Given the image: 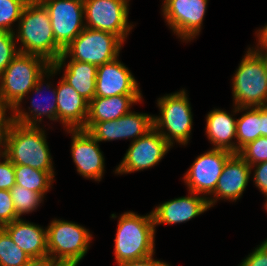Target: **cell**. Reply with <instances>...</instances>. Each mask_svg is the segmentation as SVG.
Listing matches in <instances>:
<instances>
[{"instance_id": "cell-15", "label": "cell", "mask_w": 267, "mask_h": 266, "mask_svg": "<svg viewBox=\"0 0 267 266\" xmlns=\"http://www.w3.org/2000/svg\"><path fill=\"white\" fill-rule=\"evenodd\" d=\"M72 135L71 155L77 172L85 178L100 181L104 172V157L99 142L84 129H66Z\"/></svg>"}, {"instance_id": "cell-31", "label": "cell", "mask_w": 267, "mask_h": 266, "mask_svg": "<svg viewBox=\"0 0 267 266\" xmlns=\"http://www.w3.org/2000/svg\"><path fill=\"white\" fill-rule=\"evenodd\" d=\"M15 40L14 33L0 31V75L19 53Z\"/></svg>"}, {"instance_id": "cell-19", "label": "cell", "mask_w": 267, "mask_h": 266, "mask_svg": "<svg viewBox=\"0 0 267 266\" xmlns=\"http://www.w3.org/2000/svg\"><path fill=\"white\" fill-rule=\"evenodd\" d=\"M57 121L67 129H84L88 116L89 102L63 79L56 88Z\"/></svg>"}, {"instance_id": "cell-9", "label": "cell", "mask_w": 267, "mask_h": 266, "mask_svg": "<svg viewBox=\"0 0 267 266\" xmlns=\"http://www.w3.org/2000/svg\"><path fill=\"white\" fill-rule=\"evenodd\" d=\"M129 0H83L85 27L107 31L123 42L133 25L128 23Z\"/></svg>"}, {"instance_id": "cell-10", "label": "cell", "mask_w": 267, "mask_h": 266, "mask_svg": "<svg viewBox=\"0 0 267 266\" xmlns=\"http://www.w3.org/2000/svg\"><path fill=\"white\" fill-rule=\"evenodd\" d=\"M56 44L64 51L85 28L83 0H46Z\"/></svg>"}, {"instance_id": "cell-43", "label": "cell", "mask_w": 267, "mask_h": 266, "mask_svg": "<svg viewBox=\"0 0 267 266\" xmlns=\"http://www.w3.org/2000/svg\"><path fill=\"white\" fill-rule=\"evenodd\" d=\"M3 147V150H5V144L4 141H0V157H5V151H3L1 148Z\"/></svg>"}, {"instance_id": "cell-23", "label": "cell", "mask_w": 267, "mask_h": 266, "mask_svg": "<svg viewBox=\"0 0 267 266\" xmlns=\"http://www.w3.org/2000/svg\"><path fill=\"white\" fill-rule=\"evenodd\" d=\"M224 110L214 109L206 117V135L213 144V148L224 149L237 153V143L232 139L236 137V120Z\"/></svg>"}, {"instance_id": "cell-25", "label": "cell", "mask_w": 267, "mask_h": 266, "mask_svg": "<svg viewBox=\"0 0 267 266\" xmlns=\"http://www.w3.org/2000/svg\"><path fill=\"white\" fill-rule=\"evenodd\" d=\"M234 113L246 111L236 120L237 153L248 143L261 137L260 107H234Z\"/></svg>"}, {"instance_id": "cell-27", "label": "cell", "mask_w": 267, "mask_h": 266, "mask_svg": "<svg viewBox=\"0 0 267 266\" xmlns=\"http://www.w3.org/2000/svg\"><path fill=\"white\" fill-rule=\"evenodd\" d=\"M30 257L0 228V266H22Z\"/></svg>"}, {"instance_id": "cell-20", "label": "cell", "mask_w": 267, "mask_h": 266, "mask_svg": "<svg viewBox=\"0 0 267 266\" xmlns=\"http://www.w3.org/2000/svg\"><path fill=\"white\" fill-rule=\"evenodd\" d=\"M2 228L30 258H48L47 229L20 218Z\"/></svg>"}, {"instance_id": "cell-11", "label": "cell", "mask_w": 267, "mask_h": 266, "mask_svg": "<svg viewBox=\"0 0 267 266\" xmlns=\"http://www.w3.org/2000/svg\"><path fill=\"white\" fill-rule=\"evenodd\" d=\"M208 0H164L163 16L180 39L192 40L199 35Z\"/></svg>"}, {"instance_id": "cell-41", "label": "cell", "mask_w": 267, "mask_h": 266, "mask_svg": "<svg viewBox=\"0 0 267 266\" xmlns=\"http://www.w3.org/2000/svg\"><path fill=\"white\" fill-rule=\"evenodd\" d=\"M256 47L257 48L256 49L253 48V50L260 56V58L264 62V65H265V68H266V72H267V47H265V46H256Z\"/></svg>"}, {"instance_id": "cell-42", "label": "cell", "mask_w": 267, "mask_h": 266, "mask_svg": "<svg viewBox=\"0 0 267 266\" xmlns=\"http://www.w3.org/2000/svg\"><path fill=\"white\" fill-rule=\"evenodd\" d=\"M26 4H42L46 0H23Z\"/></svg>"}, {"instance_id": "cell-2", "label": "cell", "mask_w": 267, "mask_h": 266, "mask_svg": "<svg viewBox=\"0 0 267 266\" xmlns=\"http://www.w3.org/2000/svg\"><path fill=\"white\" fill-rule=\"evenodd\" d=\"M15 39L20 40V53L37 55L49 63L56 62L63 50L56 44L48 10L43 4H27L18 21Z\"/></svg>"}, {"instance_id": "cell-34", "label": "cell", "mask_w": 267, "mask_h": 266, "mask_svg": "<svg viewBox=\"0 0 267 266\" xmlns=\"http://www.w3.org/2000/svg\"><path fill=\"white\" fill-rule=\"evenodd\" d=\"M239 266H267V243L262 242Z\"/></svg>"}, {"instance_id": "cell-6", "label": "cell", "mask_w": 267, "mask_h": 266, "mask_svg": "<svg viewBox=\"0 0 267 266\" xmlns=\"http://www.w3.org/2000/svg\"><path fill=\"white\" fill-rule=\"evenodd\" d=\"M46 229L48 258L56 266H77L89 249L90 231L59 219H54Z\"/></svg>"}, {"instance_id": "cell-21", "label": "cell", "mask_w": 267, "mask_h": 266, "mask_svg": "<svg viewBox=\"0 0 267 266\" xmlns=\"http://www.w3.org/2000/svg\"><path fill=\"white\" fill-rule=\"evenodd\" d=\"M142 95H116L94 97L88 106V116L84 130L88 131L95 123L116 120L130 112V106L141 102Z\"/></svg>"}, {"instance_id": "cell-44", "label": "cell", "mask_w": 267, "mask_h": 266, "mask_svg": "<svg viewBox=\"0 0 267 266\" xmlns=\"http://www.w3.org/2000/svg\"><path fill=\"white\" fill-rule=\"evenodd\" d=\"M265 208H266V210H267V199H266V203H265Z\"/></svg>"}, {"instance_id": "cell-26", "label": "cell", "mask_w": 267, "mask_h": 266, "mask_svg": "<svg viewBox=\"0 0 267 266\" xmlns=\"http://www.w3.org/2000/svg\"><path fill=\"white\" fill-rule=\"evenodd\" d=\"M15 185L24 187L28 190L38 192L43 197L54 181L47 171H41L30 166L14 165Z\"/></svg>"}, {"instance_id": "cell-33", "label": "cell", "mask_w": 267, "mask_h": 266, "mask_svg": "<svg viewBox=\"0 0 267 266\" xmlns=\"http://www.w3.org/2000/svg\"><path fill=\"white\" fill-rule=\"evenodd\" d=\"M15 183L14 164L5 156L0 162V190H11Z\"/></svg>"}, {"instance_id": "cell-38", "label": "cell", "mask_w": 267, "mask_h": 266, "mask_svg": "<svg viewBox=\"0 0 267 266\" xmlns=\"http://www.w3.org/2000/svg\"><path fill=\"white\" fill-rule=\"evenodd\" d=\"M22 266H56L49 258H30Z\"/></svg>"}, {"instance_id": "cell-30", "label": "cell", "mask_w": 267, "mask_h": 266, "mask_svg": "<svg viewBox=\"0 0 267 266\" xmlns=\"http://www.w3.org/2000/svg\"><path fill=\"white\" fill-rule=\"evenodd\" d=\"M248 165L267 161V137L261 136L248 143L238 153Z\"/></svg>"}, {"instance_id": "cell-13", "label": "cell", "mask_w": 267, "mask_h": 266, "mask_svg": "<svg viewBox=\"0 0 267 266\" xmlns=\"http://www.w3.org/2000/svg\"><path fill=\"white\" fill-rule=\"evenodd\" d=\"M232 154L224 149L212 148L199 155L183 177L189 191L199 195H212L224 164Z\"/></svg>"}, {"instance_id": "cell-24", "label": "cell", "mask_w": 267, "mask_h": 266, "mask_svg": "<svg viewBox=\"0 0 267 266\" xmlns=\"http://www.w3.org/2000/svg\"><path fill=\"white\" fill-rule=\"evenodd\" d=\"M65 68L62 79L90 102L95 97L98 66L70 59Z\"/></svg>"}, {"instance_id": "cell-40", "label": "cell", "mask_w": 267, "mask_h": 266, "mask_svg": "<svg viewBox=\"0 0 267 266\" xmlns=\"http://www.w3.org/2000/svg\"><path fill=\"white\" fill-rule=\"evenodd\" d=\"M257 37H258V46H265L267 47V25H265L262 29L257 30Z\"/></svg>"}, {"instance_id": "cell-18", "label": "cell", "mask_w": 267, "mask_h": 266, "mask_svg": "<svg viewBox=\"0 0 267 266\" xmlns=\"http://www.w3.org/2000/svg\"><path fill=\"white\" fill-rule=\"evenodd\" d=\"M190 196L166 201L151 211L155 227L159 224H177L195 218L210 208L208 197L189 191Z\"/></svg>"}, {"instance_id": "cell-22", "label": "cell", "mask_w": 267, "mask_h": 266, "mask_svg": "<svg viewBox=\"0 0 267 266\" xmlns=\"http://www.w3.org/2000/svg\"><path fill=\"white\" fill-rule=\"evenodd\" d=\"M57 71L53 68V66L51 65L36 81V85L35 87L31 90V91H35L36 94H39L42 89H43V80L45 75L51 76L53 74H56ZM45 74V75H44ZM47 86V87H46ZM45 88L50 89V84L46 85ZM52 101L53 102H49V104H47L48 107H46L44 105V102H47L49 99L48 97H43V101L40 102H36L37 100H35L33 98V100L31 101V107L32 109L29 107L28 109H30V114L28 112H25L24 110L21 109L20 105H17L11 112L13 114H11L12 117V121L15 123H19L22 125H28V126H39L37 125V123L39 124L43 119L40 116H47L50 120L52 121H57V94H56V89L52 90ZM40 117V118H39Z\"/></svg>"}, {"instance_id": "cell-37", "label": "cell", "mask_w": 267, "mask_h": 266, "mask_svg": "<svg viewBox=\"0 0 267 266\" xmlns=\"http://www.w3.org/2000/svg\"><path fill=\"white\" fill-rule=\"evenodd\" d=\"M8 107L3 103L0 99V141H4L6 130L8 128L9 123L12 120V117H6V110L8 111Z\"/></svg>"}, {"instance_id": "cell-39", "label": "cell", "mask_w": 267, "mask_h": 266, "mask_svg": "<svg viewBox=\"0 0 267 266\" xmlns=\"http://www.w3.org/2000/svg\"><path fill=\"white\" fill-rule=\"evenodd\" d=\"M261 136L267 137V105L260 106Z\"/></svg>"}, {"instance_id": "cell-29", "label": "cell", "mask_w": 267, "mask_h": 266, "mask_svg": "<svg viewBox=\"0 0 267 266\" xmlns=\"http://www.w3.org/2000/svg\"><path fill=\"white\" fill-rule=\"evenodd\" d=\"M27 4L23 0H0V31L12 32V24L18 22Z\"/></svg>"}, {"instance_id": "cell-35", "label": "cell", "mask_w": 267, "mask_h": 266, "mask_svg": "<svg viewBox=\"0 0 267 266\" xmlns=\"http://www.w3.org/2000/svg\"><path fill=\"white\" fill-rule=\"evenodd\" d=\"M250 167H255L253 180L256 184V187H258V189L261 190V192L267 198V161L254 164Z\"/></svg>"}, {"instance_id": "cell-17", "label": "cell", "mask_w": 267, "mask_h": 266, "mask_svg": "<svg viewBox=\"0 0 267 266\" xmlns=\"http://www.w3.org/2000/svg\"><path fill=\"white\" fill-rule=\"evenodd\" d=\"M251 170L250 165L238 153H233L224 164L215 191L212 194L214 198H208L210 207L220 198L229 199V201L239 199L248 185Z\"/></svg>"}, {"instance_id": "cell-8", "label": "cell", "mask_w": 267, "mask_h": 266, "mask_svg": "<svg viewBox=\"0 0 267 266\" xmlns=\"http://www.w3.org/2000/svg\"><path fill=\"white\" fill-rule=\"evenodd\" d=\"M157 105L161 115L153 116V128L171 146H173L174 140L179 144L186 145L193 123V114L186 91L182 89L173 94H166L158 98Z\"/></svg>"}, {"instance_id": "cell-36", "label": "cell", "mask_w": 267, "mask_h": 266, "mask_svg": "<svg viewBox=\"0 0 267 266\" xmlns=\"http://www.w3.org/2000/svg\"><path fill=\"white\" fill-rule=\"evenodd\" d=\"M118 266H170V265L166 262L155 260L152 255L150 257L141 260L119 263Z\"/></svg>"}, {"instance_id": "cell-1", "label": "cell", "mask_w": 267, "mask_h": 266, "mask_svg": "<svg viewBox=\"0 0 267 266\" xmlns=\"http://www.w3.org/2000/svg\"><path fill=\"white\" fill-rule=\"evenodd\" d=\"M4 144L5 156L14 165L47 171L54 178L52 157L42 128L22 125L11 120L6 130Z\"/></svg>"}, {"instance_id": "cell-3", "label": "cell", "mask_w": 267, "mask_h": 266, "mask_svg": "<svg viewBox=\"0 0 267 266\" xmlns=\"http://www.w3.org/2000/svg\"><path fill=\"white\" fill-rule=\"evenodd\" d=\"M155 231L152 212L146 216L131 211L120 215L114 239L117 264L154 255Z\"/></svg>"}, {"instance_id": "cell-28", "label": "cell", "mask_w": 267, "mask_h": 266, "mask_svg": "<svg viewBox=\"0 0 267 266\" xmlns=\"http://www.w3.org/2000/svg\"><path fill=\"white\" fill-rule=\"evenodd\" d=\"M10 193L18 218H21L20 216L22 214H28L36 210L44 198L40 193L28 190L18 185H15L10 190Z\"/></svg>"}, {"instance_id": "cell-5", "label": "cell", "mask_w": 267, "mask_h": 266, "mask_svg": "<svg viewBox=\"0 0 267 266\" xmlns=\"http://www.w3.org/2000/svg\"><path fill=\"white\" fill-rule=\"evenodd\" d=\"M123 41L113 33L85 27L51 65L56 71L66 64V58L96 66L108 63L119 56Z\"/></svg>"}, {"instance_id": "cell-7", "label": "cell", "mask_w": 267, "mask_h": 266, "mask_svg": "<svg viewBox=\"0 0 267 266\" xmlns=\"http://www.w3.org/2000/svg\"><path fill=\"white\" fill-rule=\"evenodd\" d=\"M232 81L234 106L267 105V72L260 56L250 47L241 60Z\"/></svg>"}, {"instance_id": "cell-16", "label": "cell", "mask_w": 267, "mask_h": 266, "mask_svg": "<svg viewBox=\"0 0 267 266\" xmlns=\"http://www.w3.org/2000/svg\"><path fill=\"white\" fill-rule=\"evenodd\" d=\"M116 95H142L134 76L118 57L98 66L95 89V97Z\"/></svg>"}, {"instance_id": "cell-14", "label": "cell", "mask_w": 267, "mask_h": 266, "mask_svg": "<svg viewBox=\"0 0 267 266\" xmlns=\"http://www.w3.org/2000/svg\"><path fill=\"white\" fill-rule=\"evenodd\" d=\"M153 129V116L130 111L116 120L95 123L88 132L98 141L133 138L132 142Z\"/></svg>"}, {"instance_id": "cell-32", "label": "cell", "mask_w": 267, "mask_h": 266, "mask_svg": "<svg viewBox=\"0 0 267 266\" xmlns=\"http://www.w3.org/2000/svg\"><path fill=\"white\" fill-rule=\"evenodd\" d=\"M18 219L10 190H0V228Z\"/></svg>"}, {"instance_id": "cell-4", "label": "cell", "mask_w": 267, "mask_h": 266, "mask_svg": "<svg viewBox=\"0 0 267 266\" xmlns=\"http://www.w3.org/2000/svg\"><path fill=\"white\" fill-rule=\"evenodd\" d=\"M50 66L51 63L40 56L17 54L0 75V99L9 110L21 104Z\"/></svg>"}, {"instance_id": "cell-12", "label": "cell", "mask_w": 267, "mask_h": 266, "mask_svg": "<svg viewBox=\"0 0 267 266\" xmlns=\"http://www.w3.org/2000/svg\"><path fill=\"white\" fill-rule=\"evenodd\" d=\"M172 146L154 128L131 141V146L115 170V174L131 173L155 166Z\"/></svg>"}]
</instances>
